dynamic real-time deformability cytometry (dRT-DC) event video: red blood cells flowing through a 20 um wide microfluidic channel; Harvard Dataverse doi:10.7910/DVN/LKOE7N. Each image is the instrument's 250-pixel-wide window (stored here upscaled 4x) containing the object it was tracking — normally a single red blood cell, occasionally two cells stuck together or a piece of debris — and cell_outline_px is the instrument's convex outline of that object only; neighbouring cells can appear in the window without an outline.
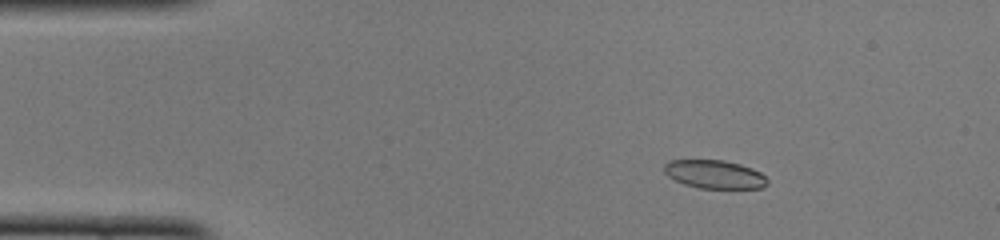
{"species": "common noctule bat (a hibernating species)", "species_latin": "Nyctalus noctula", "temperature_condition": "cold", "stored_images_in_passage": 51, "camera_frame_rate_fps": 3000, "um_per_image_px": 0.085, "animal": {"sex": "female", "body_mass_g": 22.0, "forearm_length_mm": 56.7}, "frame": {"image": 1, "passage_image": 8, "time_ms": 2.333, "image_size_px": [1000, 240], "cell_outline_px": [[768, 184], [764, 188], [700, 188], [684, 184], [668, 176], [664, 172], [664, 164], [668, 160], [724, 160], [740, 164], [752, 168], [760, 172], [768, 180]], "centroid_in_image_um": [60.74, 14.81], "position_along_channel_um": 24.3, "area_um2": 17.11}}
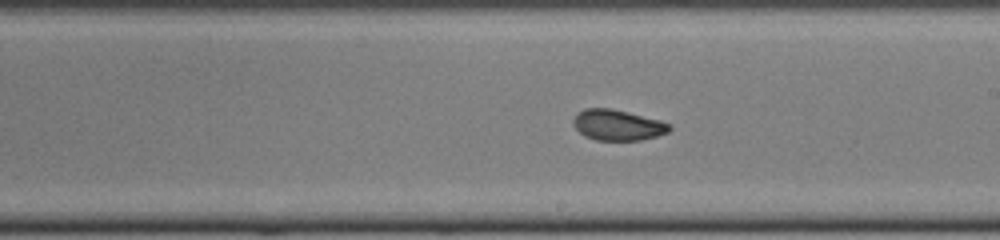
{"frame": {"image": 2, "passage_image": 29, "time_ms": 9.333, "image_size_px": [1000, 240], "cell_outline_px": [[672, 128], [668, 132], [656, 136], [640, 140], [596, 140], [584, 136], [572, 124], [572, 120], [576, 112], [584, 108], [612, 108], [660, 120], [672, 124]], "centroid_in_image_um": [52.48, 10.62], "position_along_channel_um": 236.5, "area_um2": 17.4}}
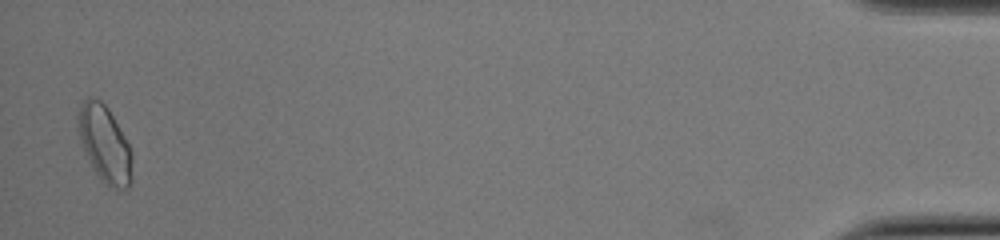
{"frame": {"image": 3, "passage_image": 50, "time_ms": 16.333, "image_size_px": [1000, 240], "cell_outline_px": [[132, 180], [128, 188], [112, 188], [96, 172], [80, 140], [76, 128], [80, 104], [88, 96], [100, 100], [108, 108], [124, 136], [132, 152]], "centroid_in_image_um": [8.9, 12.19], "position_along_channel_um": 426.3, "area_um2": 23.7}, "authors_computed_cell_mechanics": {"area_um2": 17.8024, "velocity_mm_per_s": 3.9752, "shape_relaxation_time_tau1_ms": 6.7576, "shape_relaxation_time_tau2_ms": 1.4951, "deformation_change_tau1": 0.1179, "deformation_change_tau2": 0.0604}}